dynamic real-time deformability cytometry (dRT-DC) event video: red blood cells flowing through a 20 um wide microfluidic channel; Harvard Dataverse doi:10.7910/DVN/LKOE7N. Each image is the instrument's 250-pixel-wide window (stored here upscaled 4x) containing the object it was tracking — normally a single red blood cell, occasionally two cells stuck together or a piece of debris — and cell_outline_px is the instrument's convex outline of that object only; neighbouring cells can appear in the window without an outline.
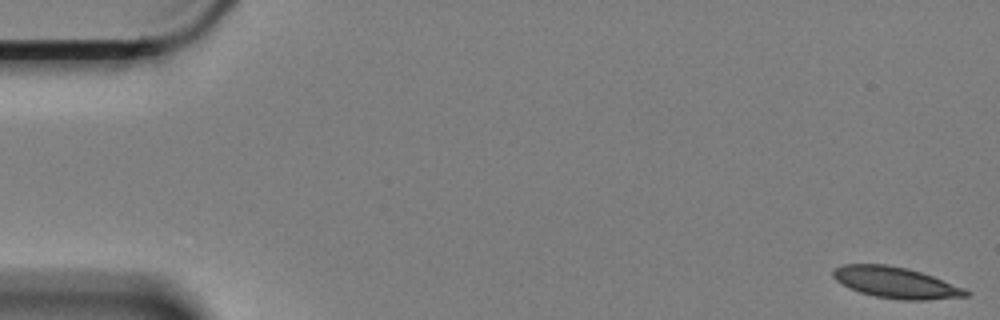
{"species": "Egyptian fruit bat (a non-hibernating species)", "species_latin": "Rousettus aegyptiacus", "temperature_condition": "cold", "stored_images_in_passage": 5, "segment_of_instrument_passage": [1, 2], "camera_frame_rate_fps": 3000, "um_per_image_px": 0.085, "animal": {"sex": "female"}, "frame": {"image": 1, "passage_image": 1, "time_ms": 0.0, "image_size_px": [1000, 320], "cell_outline_px": [[972, 292], [968, 296], [928, 300], [900, 300], [876, 296], [860, 292], [848, 288], [836, 280], [832, 276], [832, 272], [836, 268], [844, 264], [884, 264], [908, 268], [932, 276], [964, 288]], "centroid_in_image_um": [76.14, 24.02], "position_along_channel_um": 8.9, "area_um2": 24.04}}